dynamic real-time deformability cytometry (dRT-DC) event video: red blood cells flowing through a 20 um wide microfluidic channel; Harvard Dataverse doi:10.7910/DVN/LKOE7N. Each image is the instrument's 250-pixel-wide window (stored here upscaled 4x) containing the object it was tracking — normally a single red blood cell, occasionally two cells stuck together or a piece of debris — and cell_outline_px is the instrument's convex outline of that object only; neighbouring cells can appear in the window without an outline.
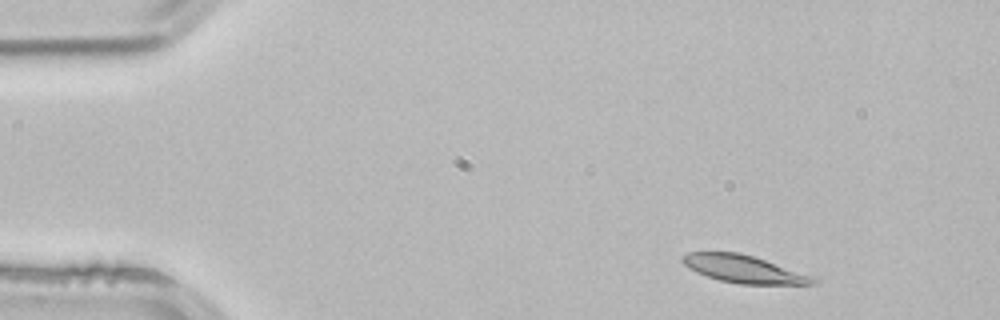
{"species": "common noctule bat (a hibernating species)", "species_latin": "Nyctalus noctula", "temperature_condition": "room temperature", "stored_images_in_passage": 3, "camera_frame_rate_fps": 3000, "um_per_image_px": 0.085, "animal": {"sex": "male", "body_mass_g": 21.5, "forearm_length_mm": 52.0}, "frame": {"image": 1, "passage_image": 1, "time_ms": 0.0, "image_size_px": [1000, 320], "cell_outline_px": [[820, 280], [816, 284], [740, 284], [720, 280], [696, 272], [688, 268], [680, 260], [680, 256], [688, 252], [740, 252], [816, 276]], "centroid_in_image_um": [63.25, 22.87], "position_along_channel_um": 21.7, "area_um2": 21.21}}
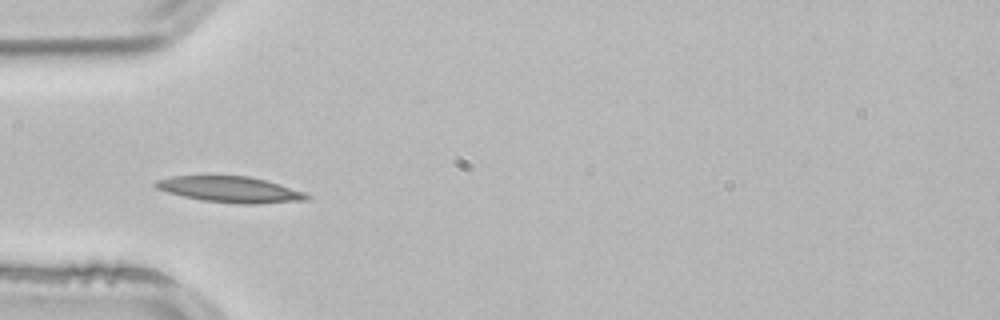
{"frame": {"image": 2, "passage_image": 3, "time_ms": 0.667, "image_size_px": [1000, 320], "cell_outline_px": [[312, 196], [308, 200], [256, 204], [240, 204], [204, 200], [184, 196], [168, 192], [156, 188], [152, 184], [156, 180], [172, 176], [248, 176], [264, 180], [304, 192]], "centroid_in_image_um": [19.56, 16.11], "position_along_channel_um": 65.4, "area_um2": 22.6}}